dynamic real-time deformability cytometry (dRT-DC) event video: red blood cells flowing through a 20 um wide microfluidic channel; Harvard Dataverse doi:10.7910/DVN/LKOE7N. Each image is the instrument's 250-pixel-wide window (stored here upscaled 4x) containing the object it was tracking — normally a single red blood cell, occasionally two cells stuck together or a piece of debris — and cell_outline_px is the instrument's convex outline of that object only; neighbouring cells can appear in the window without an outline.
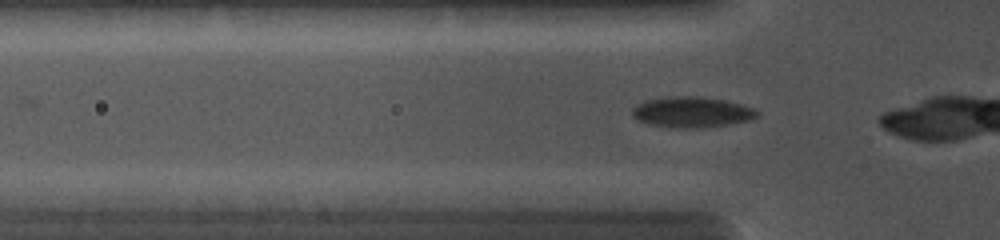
{"species": "common noctule bat (a hibernating species)", "species_latin": "Nyctalus noctula", "temperature_condition": "cold", "stored_images_in_passage": 5, "camera_frame_rate_fps": 5000, "um_per_image_px": 0.085, "animal": {"sex": "female", "body_mass_g": 19.0, "forearm_length_mm": 56.7}, "frame": {"image": 1, "passage_image": 3, "time_ms": 0.6, "image_size_px": [1000, 240], "cell_outline_px": [[760, 116], [748, 120], [728, 124], [700, 128], [672, 128], [648, 124], [632, 116], [632, 108], [648, 100], [668, 96], [696, 96], [724, 100], [756, 108], [760, 112]], "centroid_in_image_um": [58.84, 9.53], "position_along_channel_um": 67.0, "area_um2": 22.31}}